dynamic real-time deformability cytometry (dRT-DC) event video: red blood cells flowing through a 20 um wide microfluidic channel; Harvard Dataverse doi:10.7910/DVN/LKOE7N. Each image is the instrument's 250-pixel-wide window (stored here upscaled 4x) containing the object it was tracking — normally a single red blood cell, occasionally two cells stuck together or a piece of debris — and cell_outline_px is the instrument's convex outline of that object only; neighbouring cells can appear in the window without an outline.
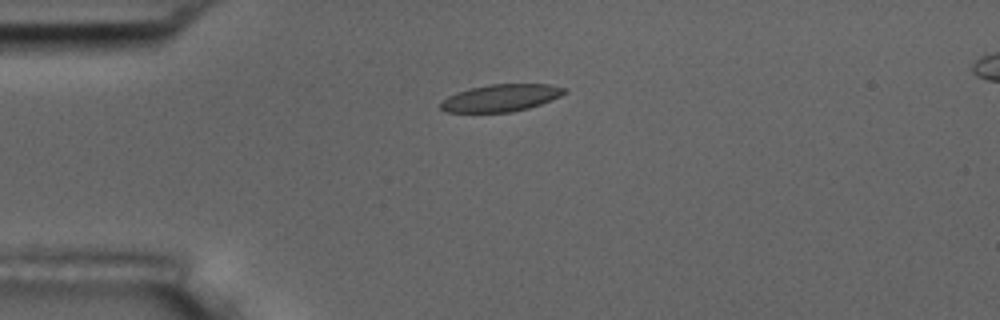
{"species": "common noctule bat (a hibernating species)", "species_latin": "Nyctalus noctula", "temperature_condition": "room temperature", "stored_images_in_passage": 5, "camera_frame_rate_fps": 3000, "um_per_image_px": 0.085, "animal": {"sex": "male", "body_mass_g": 17.5, "forearm_length_mm": 52.3}, "frame": {"image": 1, "passage_image": 3, "time_ms": 3.333, "image_size_px": [1000, 320], "cell_outline_px": [[568, 92], [552, 100], [528, 108], [512, 112], [444, 112], [440, 108], [440, 104], [448, 96], [456, 92], [468, 88], [488, 84], [548, 84], [568, 88]], "centroid_in_image_um": [42.59, 8.31], "position_along_channel_um": 42.4, "area_um2": 19.77}}